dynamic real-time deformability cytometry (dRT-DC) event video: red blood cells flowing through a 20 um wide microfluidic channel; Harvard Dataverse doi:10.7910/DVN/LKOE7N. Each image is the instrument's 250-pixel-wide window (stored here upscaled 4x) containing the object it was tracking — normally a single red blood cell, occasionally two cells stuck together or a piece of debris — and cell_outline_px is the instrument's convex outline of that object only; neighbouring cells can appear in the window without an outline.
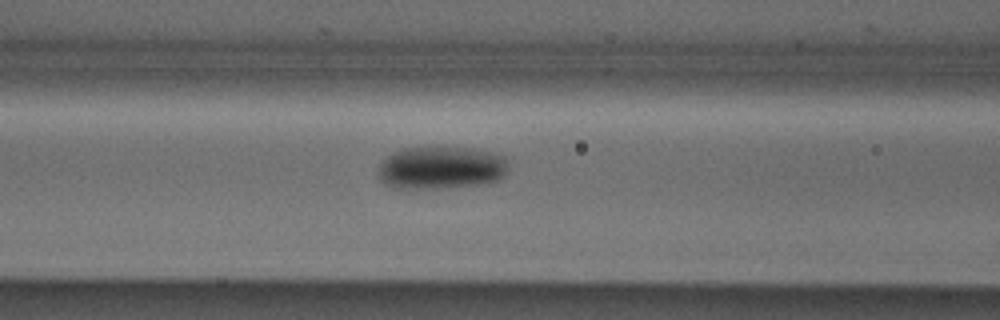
{"species": "Egyptian fruit bat (a non-hibernating species)", "species_latin": "Rousettus aegyptiacus", "temperature_condition": "cold", "stored_images_in_passage": 18, "camera_frame_rate_fps": 3000, "um_per_image_px": 0.085, "animal": {"sex": "male"}, "frame": {"image": 1, "passage_image": 13, "time_ms": 4.0, "image_size_px": [1000, 320], "cell_outline_px": [[508, 168], [504, 176], [488, 184], [424, 188], [392, 188], [384, 184], [376, 176], [380, 164], [388, 156], [404, 148], [472, 148], [504, 156], [508, 160]], "centroid_in_image_um": [37.49, 14.27], "position_along_channel_um": 129.1, "area_um2": 32.25}}
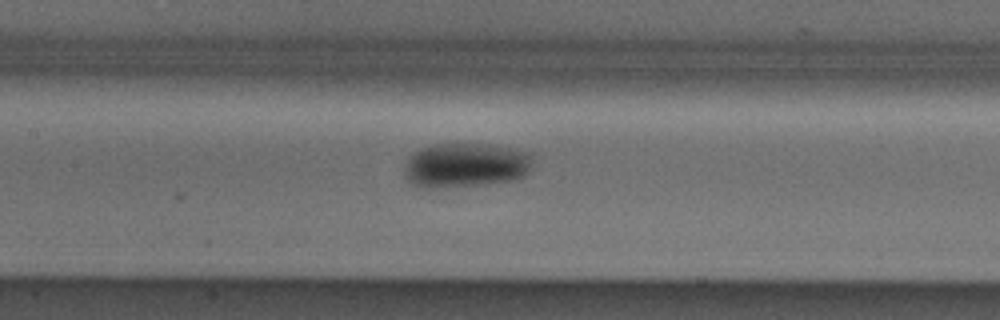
{"frame": {"image": 2, "passage_image": 16, "time_ms": 5.0, "image_size_px": [1000, 320], "cell_outline_px": [[532, 168], [524, 176], [512, 180], [484, 184], [432, 188], [424, 188], [412, 184], [404, 176], [404, 160], [420, 148], [432, 144], [484, 144], [512, 148], [532, 152]], "centroid_in_image_um": [39.56, 14.03], "position_along_channel_um": 167.8, "area_um2": 33.7}}